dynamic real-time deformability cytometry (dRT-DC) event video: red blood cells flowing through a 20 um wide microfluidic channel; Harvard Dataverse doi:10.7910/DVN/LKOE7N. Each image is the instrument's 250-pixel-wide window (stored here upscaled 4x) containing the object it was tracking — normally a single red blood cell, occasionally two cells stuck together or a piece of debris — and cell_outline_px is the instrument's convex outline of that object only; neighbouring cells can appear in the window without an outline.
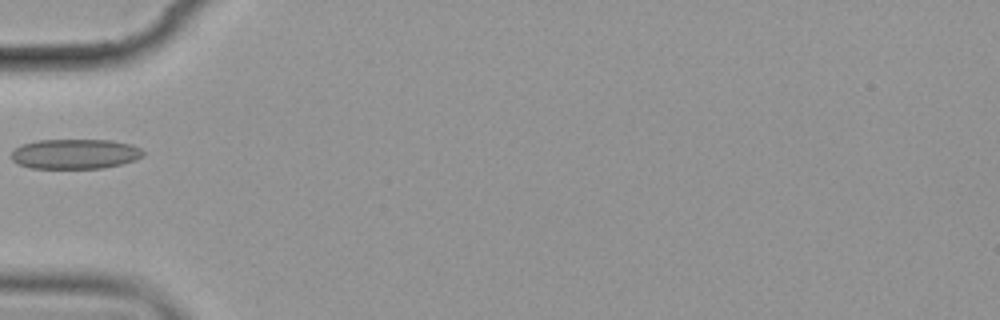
{"species": "common noctule bat (a hibernating species)", "species_latin": "Nyctalus noctula", "temperature_condition": "cold", "stored_images_in_passage": 4, "camera_frame_rate_fps": 3000, "um_per_image_px": 0.085, "animal": {"sex": "female", "body_mass_g": 19.9}, "frame": {"image": 1, "passage_image": 4, "time_ms": 3.333, "image_size_px": [1000, 320], "cell_outline_px": [[144, 156], [136, 160], [120, 164], [100, 168], [32, 168], [20, 164], [12, 160], [12, 152], [16, 148], [24, 144], [36, 140], [112, 140], [132, 144], [140, 148], [144, 152]], "centroid_in_image_um": [6.42, 13.08], "position_along_channel_um": 78.6, "area_um2": 22.89}}